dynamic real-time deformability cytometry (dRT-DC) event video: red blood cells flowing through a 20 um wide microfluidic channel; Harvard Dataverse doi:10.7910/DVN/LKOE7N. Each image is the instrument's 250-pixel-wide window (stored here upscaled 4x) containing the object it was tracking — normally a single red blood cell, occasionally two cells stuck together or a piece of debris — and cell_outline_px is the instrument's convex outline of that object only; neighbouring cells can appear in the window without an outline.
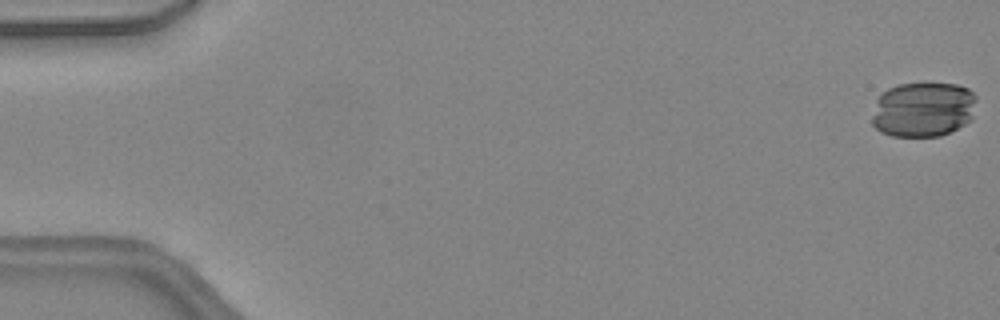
{"species": "common noctule bat (a hibernating species)", "species_latin": "Nyctalus noctula", "temperature_condition": "warm", "stored_images_in_passage": 46, "camera_frame_rate_fps": 3000, "um_per_image_px": 0.085, "animal": {"sex": "female", "body_mass_g": 24.6, "forearm_length_mm": 56.2}, "frame": {"image": 1, "passage_image": 1, "time_ms": 0.0, "image_size_px": [1000, 320], "cell_outline_px": [[976, 100], [972, 120], [940, 136], [892, 136], [880, 132], [872, 124], [872, 116], [876, 100], [888, 88], [900, 84], [956, 84], [968, 88], [976, 96]], "centroid_in_image_um": [78.47, 9.31], "position_along_channel_um": 6.5, "area_um2": 33.47}}